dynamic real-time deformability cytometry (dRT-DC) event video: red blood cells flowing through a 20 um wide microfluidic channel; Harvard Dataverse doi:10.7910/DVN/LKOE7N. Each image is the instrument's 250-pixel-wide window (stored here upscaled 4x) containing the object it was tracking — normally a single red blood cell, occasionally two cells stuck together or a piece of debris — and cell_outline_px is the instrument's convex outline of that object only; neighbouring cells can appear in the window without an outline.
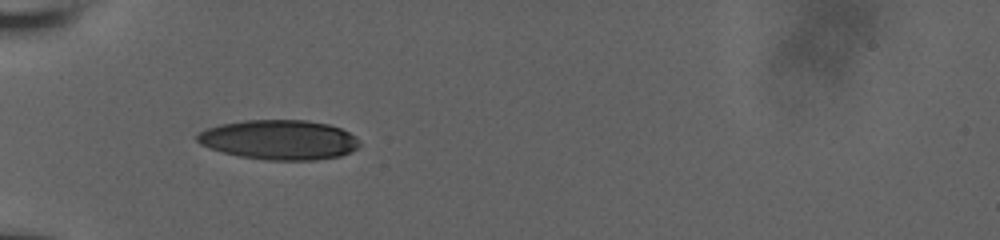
{"species": "human", "species_latin": "Homo sapiens", "temperature_condition": "room temperature", "stored_images_in_passage": 36, "camera_frame_rate_fps": 3000, "um_per_image_px": 0.085, "donor": {"sex": "male"}, "frame": {"image": 1, "passage_image": 1, "time_ms": 0.0, "image_size_px": [1000, 240], "cell_outline_px": [[360, 144], [356, 148], [340, 156], [316, 160], [268, 160], [240, 156], [208, 148], [200, 144], [196, 140], [196, 136], [204, 128], [220, 124], [244, 120], [308, 120], [328, 124], [340, 128], [356, 136], [360, 140]], "centroid_in_image_um": [23.71, 11.87], "position_along_channel_um": 61.3, "area_um2": 37.69}}
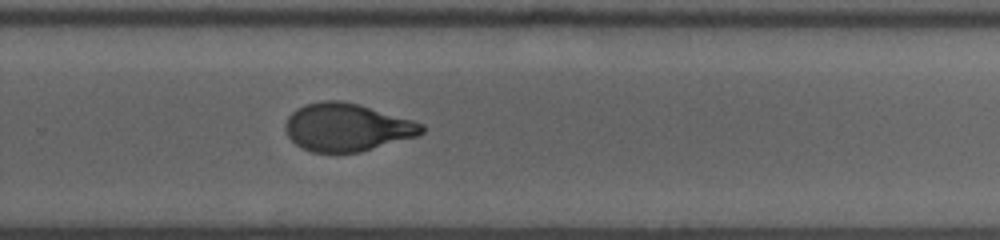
{"frame": {"image": 2, "passage_image": 20, "time_ms": 6.333, "image_size_px": [1000, 240], "cell_outline_px": [[424, 132], [420, 136], [360, 152], [312, 152], [300, 148], [288, 136], [284, 128], [284, 124], [288, 116], [296, 108], [304, 104], [324, 100], [340, 100], [360, 104], [412, 120], [424, 124]], "centroid_in_image_um": [29.49, 10.82], "position_along_channel_um": 300.3, "area_um2": 38.38}}
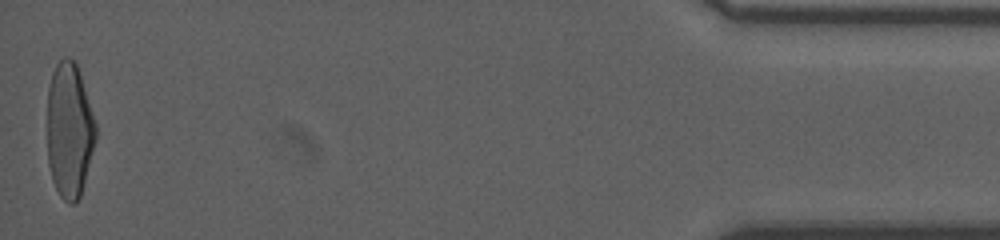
{"frame": {"image": 3, "passage_image": 36, "time_ms": 11.667, "image_size_px": [1000, 240], "cell_outline_px": [[96, 140], [80, 196], [72, 204], [68, 204], [60, 196], [52, 180], [48, 164], [48, 88], [52, 72], [56, 64], [64, 56], [68, 56], [76, 64], [96, 124]], "centroid_in_image_um": [5.88, 11.08], "position_along_channel_um": 429.3, "area_um2": 37.86}, "authors_computed_cell_mechanics": {"area_um2": 38.3503, "velocity_mm_per_s": 3.9439, "shape_relaxation_time_tau1_ms": 5.3541, "shape_relaxation_time_tau2_ms": 1.0186, "deformation_change_tau1": 0.1921, "deformation_change_tau2": 0.0676}}